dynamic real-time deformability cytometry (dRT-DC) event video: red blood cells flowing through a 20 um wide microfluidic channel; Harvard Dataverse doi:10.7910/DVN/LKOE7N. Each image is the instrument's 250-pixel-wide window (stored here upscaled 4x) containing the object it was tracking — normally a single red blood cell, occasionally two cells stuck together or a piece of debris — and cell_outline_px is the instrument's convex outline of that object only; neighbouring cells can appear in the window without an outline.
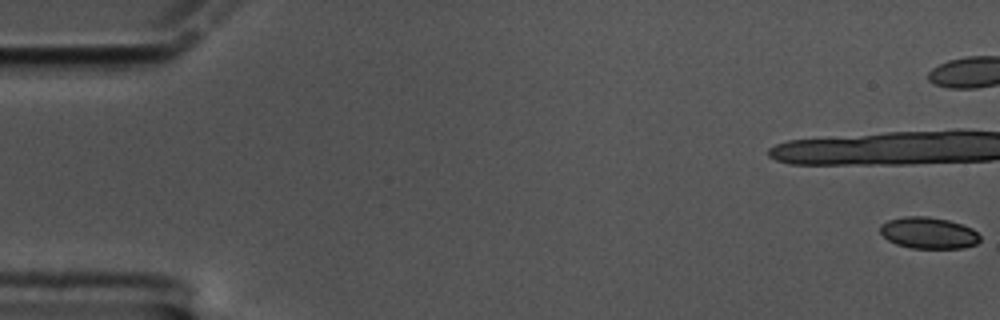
{"species": "common noctule bat (a hibernating species)", "species_latin": "Nyctalus noctula", "temperature_condition": "cold", "stored_images_in_passage": 12, "camera_frame_rate_fps": 3000, "um_per_image_px": 0.085, "animal": {"sex": "male", "body_mass_g": 17.5, "forearm_length_mm": 52.3}, "frame": {"image": 1, "passage_image": 1, "time_ms": 0.0, "image_size_px": [1000, 320], "cell_outline_px": [[980, 240], [976, 244], [964, 248], [912, 248], [896, 244], [888, 240], [880, 232], [880, 224], [888, 220], [904, 216], [928, 216], [948, 220], [972, 228], [980, 236]], "centroid_in_image_um": [78.91, 19.79], "position_along_channel_um": 6.1, "area_um2": 18.32}}